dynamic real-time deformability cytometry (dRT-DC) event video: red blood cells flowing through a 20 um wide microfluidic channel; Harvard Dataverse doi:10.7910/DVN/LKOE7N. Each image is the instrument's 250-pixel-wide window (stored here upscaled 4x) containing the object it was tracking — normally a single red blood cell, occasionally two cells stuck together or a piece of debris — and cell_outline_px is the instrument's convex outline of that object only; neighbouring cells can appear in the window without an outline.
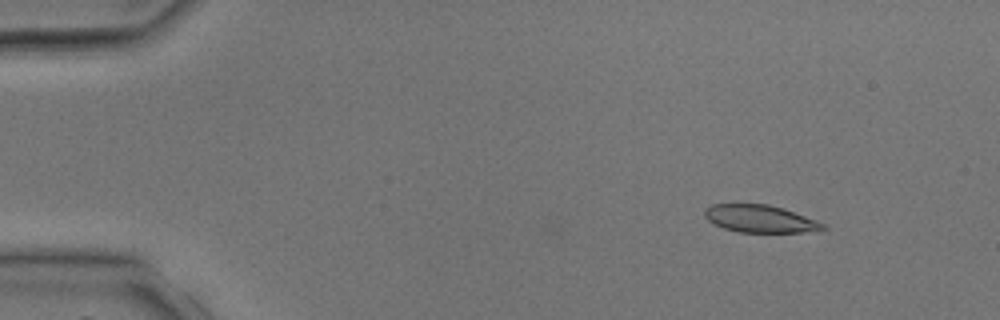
{"species": "common noctule bat (a hibernating species)", "species_latin": "Nyctalus noctula", "temperature_condition": "room temperature", "stored_images_in_passage": 4, "camera_frame_rate_fps": 3000, "um_per_image_px": 0.085, "animal": {"sex": "male", "body_mass_g": 17.9, "forearm_length_mm": 54.2}, "frame": {"image": 1, "passage_image": 2, "time_ms": 1.0, "image_size_px": [1000, 320], "cell_outline_px": [[828, 228], [804, 232], [740, 232], [724, 228], [712, 224], [704, 216], [704, 208], [712, 204], [768, 204], [784, 208], [816, 220], [824, 224]], "centroid_in_image_um": [64.57, 18.59], "position_along_channel_um": 20.4, "area_um2": 18.96}}
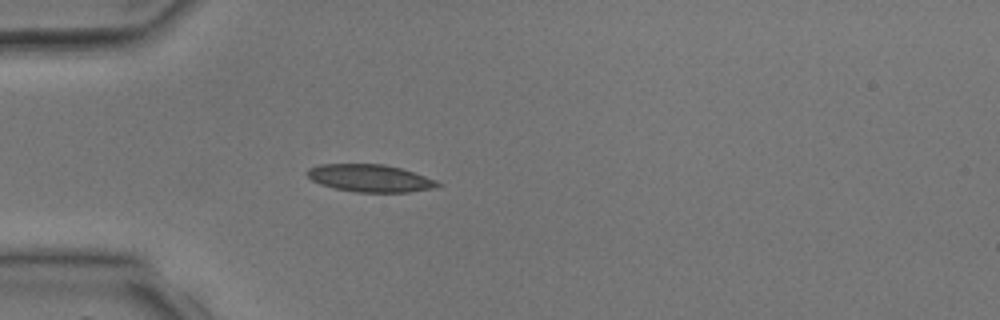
{"frame": {"image": 2, "passage_image": 4, "time_ms": 3.333, "image_size_px": [1000, 320], "cell_outline_px": [[444, 184], [436, 188], [408, 192], [356, 192], [336, 188], [320, 184], [312, 180], [304, 172], [308, 168], [320, 164], [384, 164], [400, 168], [436, 180]], "centroid_in_image_um": [31.45, 15.14], "position_along_channel_um": 53.5, "area_um2": 20.87}}